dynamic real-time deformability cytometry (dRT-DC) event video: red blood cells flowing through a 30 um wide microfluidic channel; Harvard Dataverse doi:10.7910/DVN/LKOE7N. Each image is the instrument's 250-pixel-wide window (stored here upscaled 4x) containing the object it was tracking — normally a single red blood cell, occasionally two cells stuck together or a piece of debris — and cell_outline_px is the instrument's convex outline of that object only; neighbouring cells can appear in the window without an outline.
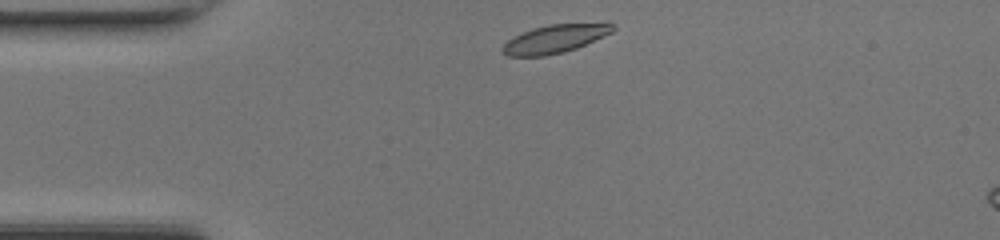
{"species": "common noctule bat (a hibernating species)", "species_latin": "Nyctalus noctula", "temperature_condition": "room temperature", "stored_images_in_passage": 38, "camera_frame_rate_fps": 3000, "um_per_image_px": 0.085, "animal": {"sex": "female", "body_mass_g": 17.0, "forearm_length_mm": 48.0}, "frame": {"image": 1, "passage_image": 1, "time_ms": 0.0, "image_size_px": [1000, 240], "cell_outline_px": [[616, 28], [612, 32], [576, 48], [564, 52], [544, 56], [508, 56], [500, 52], [500, 48], [508, 40], [532, 28], [548, 24], [608, 20]], "centroid_in_image_um": [47.24, 3.25], "position_along_channel_um": 37.8, "area_um2": 18.73}}
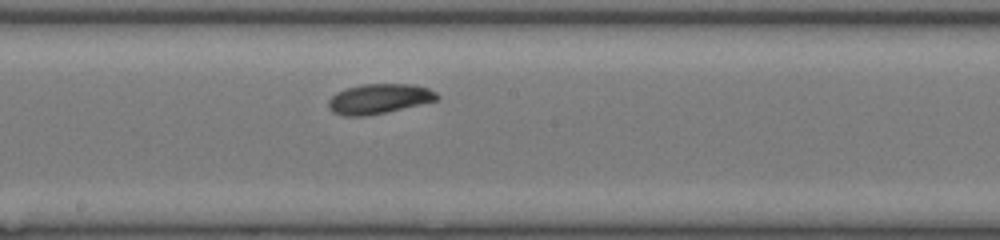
{"frame": {"image": 2, "passage_image": 16, "time_ms": 5.0, "image_size_px": [1000, 240], "cell_outline_px": [[440, 96], [436, 100], [420, 104], [384, 112], [364, 116], [344, 116], [332, 112], [328, 108], [328, 100], [336, 92], [348, 88], [364, 84], [412, 84], [428, 88], [436, 92]], "centroid_in_image_um": [32.19, 8.39], "position_along_channel_um": 216.0, "area_um2": 18.73}}
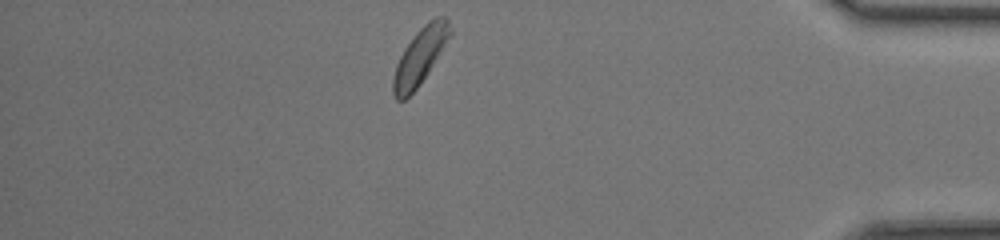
{"frame": {"image": 3, "passage_image": 32, "time_ms": 10.333, "image_size_px": [1000, 240], "cell_outline_px": [[452, 32], [428, 72], [416, 88], [404, 100], [396, 100], [392, 92], [392, 80], [396, 64], [404, 48], [416, 32], [428, 20], [436, 16], [444, 16], [448, 20], [452, 28]], "centroid_in_image_um": [35.68, 4.77], "position_along_channel_um": 399.5, "area_um2": 18.44}, "authors_computed_cell_mechanics": {"area_um2": 18.496, "velocity_mm_per_s": 4.2489, "shape_relaxation_time_tau1_ms": 2.5921, "shape_relaxation_time_tau2_ms": null, "deformation_change_tau1": 0.1142, "deformation_change_tau2": null}}